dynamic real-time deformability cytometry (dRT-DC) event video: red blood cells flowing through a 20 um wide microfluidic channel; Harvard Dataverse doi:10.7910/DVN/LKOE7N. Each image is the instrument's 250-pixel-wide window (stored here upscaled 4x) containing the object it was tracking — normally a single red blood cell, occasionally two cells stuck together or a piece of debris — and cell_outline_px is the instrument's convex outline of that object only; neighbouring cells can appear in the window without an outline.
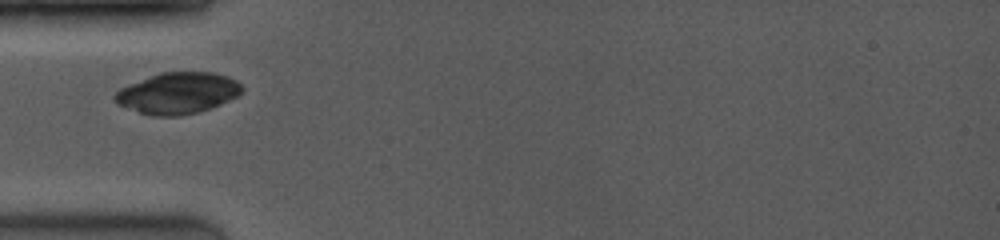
{"species": "common noctule bat (a hibernating species)", "species_latin": "Nyctalus noctula", "temperature_condition": "room temperature", "stored_images_in_passage": 3, "camera_frame_rate_fps": 4000, "um_per_image_px": 0.085, "animal": {"sex": "female", "body_mass_g": 19.0, "forearm_length_mm": 53.3}, "frame": {"image": 1, "passage_image": 1, "time_ms": 0.0, "image_size_px": [1000, 240], "cell_outline_px": [[244, 92], [212, 108], [200, 112], [180, 116], [152, 116], [124, 108], [116, 104], [112, 96], [120, 88], [160, 72], [212, 72], [228, 76], [236, 80], [244, 88]], "centroid_in_image_um": [15.1, 7.93], "position_along_channel_um": 69.9, "area_um2": 30.87}}
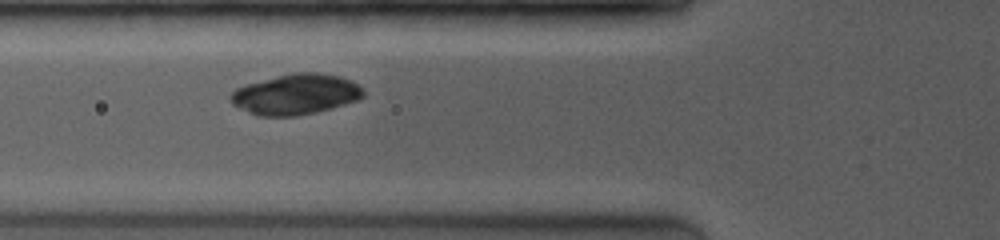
{"frame": {"image": 2, "passage_image": 2, "time_ms": 0.75, "image_size_px": [1000, 240], "cell_outline_px": [[364, 96], [360, 100], [332, 108], [316, 112], [296, 116], [256, 116], [232, 104], [232, 92], [236, 88], [248, 84], [280, 76], [300, 72], [308, 72], [336, 76], [348, 80], [356, 84], [364, 92]], "centroid_in_image_um": [25.15, 8.05], "position_along_channel_um": 100.7, "area_um2": 30.69}}